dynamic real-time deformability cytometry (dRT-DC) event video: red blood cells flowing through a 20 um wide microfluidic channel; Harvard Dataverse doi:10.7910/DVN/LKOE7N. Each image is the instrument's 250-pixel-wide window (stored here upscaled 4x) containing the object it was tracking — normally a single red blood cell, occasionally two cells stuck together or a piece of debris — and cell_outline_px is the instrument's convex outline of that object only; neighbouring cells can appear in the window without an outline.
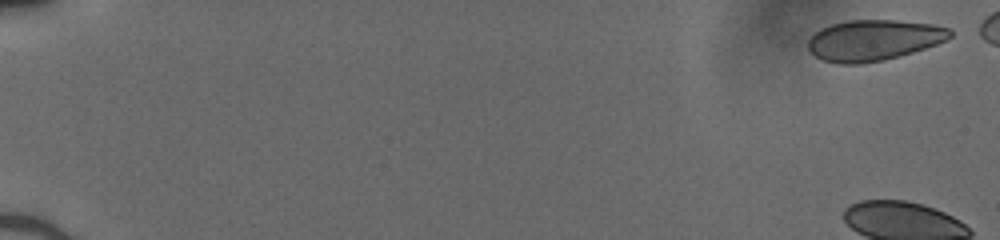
{"species": "human", "species_latin": "Homo sapiens", "temperature_condition": "cold", "stored_images_in_passage": 38, "camera_frame_rate_fps": 3000, "um_per_image_px": 0.085, "donor": {"sex": "male"}, "frame": {"image": 1, "passage_image": 1, "time_ms": 0.0, "image_size_px": [1000, 240], "cell_outline_px": [[952, 36], [948, 40], [900, 56], [884, 60], [856, 64], [840, 64], [824, 60], [816, 56], [808, 48], [808, 40], [820, 28], [832, 24], [848, 20], [896, 20], [932, 24], [952, 28]], "centroid_in_image_um": [74.29, 3.41], "position_along_channel_um": 10.7, "area_um2": 33.76}}
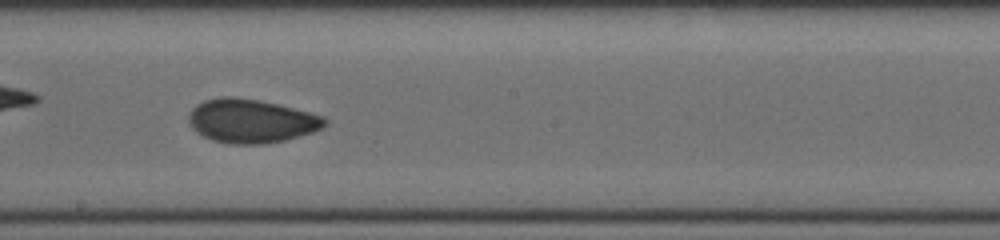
{"frame": {"image": 2, "passage_image": 17, "time_ms": 5.333, "image_size_px": [1000, 240], "cell_outline_px": [[328, 124], [324, 128], [312, 132], [284, 140], [264, 144], [232, 144], [212, 140], [196, 132], [192, 128], [188, 120], [188, 116], [192, 108], [196, 104], [204, 100], [224, 96], [232, 96], [260, 100], [324, 116], [328, 120]], "centroid_in_image_um": [21.34, 10.28], "position_along_channel_um": 226.9, "area_um2": 34.74}}
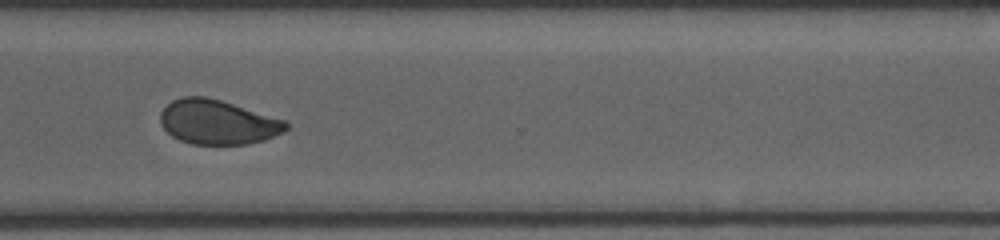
{"frame": {"image": 3, "passage_image": 26, "time_ms": 8.333, "image_size_px": [1000, 240], "cell_outline_px": [[288, 128], [284, 132], [264, 140], [248, 144], [192, 144], [180, 140], [172, 136], [160, 124], [160, 112], [172, 100], [184, 96], [208, 96], [284, 120], [288, 124]], "centroid_in_image_um": [18.48, 10.38], "position_along_channel_um": 352.1, "area_um2": 32.48}}